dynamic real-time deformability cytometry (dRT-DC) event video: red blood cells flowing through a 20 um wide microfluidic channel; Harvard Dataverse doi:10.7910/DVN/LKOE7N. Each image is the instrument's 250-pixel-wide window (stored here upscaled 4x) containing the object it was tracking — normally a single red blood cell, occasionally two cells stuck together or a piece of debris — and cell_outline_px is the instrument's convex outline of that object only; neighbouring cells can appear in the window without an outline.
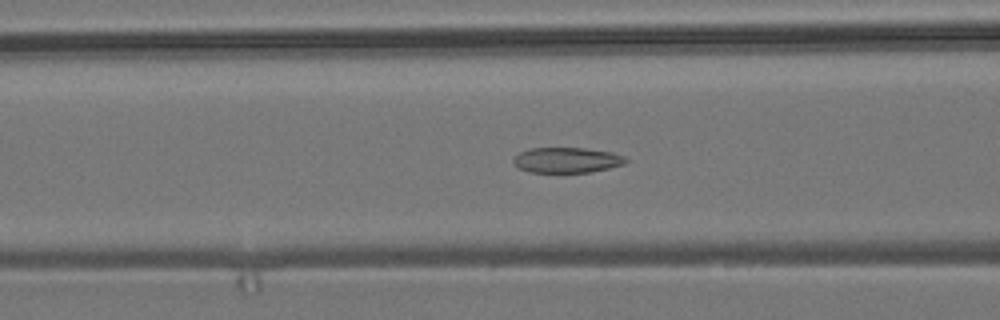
{"species": "common noctule bat (a hibernating species)", "species_latin": "Nyctalus noctula", "temperature_condition": "room temperature", "stored_images_in_passage": 56, "segment_of_instrument_passage": [1, 2], "camera_frame_rate_fps": 3000, "um_per_image_px": 0.085, "animal": {"sex": "male", "body_mass_g": 19.2, "forearm_length_mm": 51.8}, "frame": {"image": 1, "passage_image": 21, "time_ms": 6.667, "image_size_px": [1000, 320], "cell_outline_px": [[628, 160], [624, 164], [608, 168], [588, 172], [528, 172], [516, 168], [512, 164], [512, 160], [520, 152], [532, 148], [584, 148], [612, 152], [624, 156]], "centroid_in_image_um": [48.14, 13.61], "position_along_channel_um": 118.5, "area_um2": 16.65}}
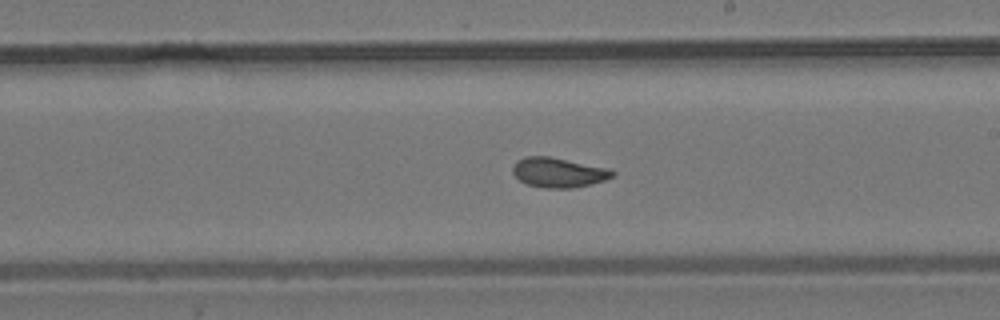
{"frame": {"image": 2, "passage_image": 31, "time_ms": 10.0, "image_size_px": [1000, 320], "cell_outline_px": [[616, 172], [612, 176], [604, 180], [572, 188], [544, 188], [528, 184], [520, 180], [512, 172], [512, 168], [516, 160], [524, 156], [548, 156], [608, 168]], "centroid_in_image_um": [47.43, 14.65], "position_along_channel_um": 241.6, "area_um2": 17.11}}
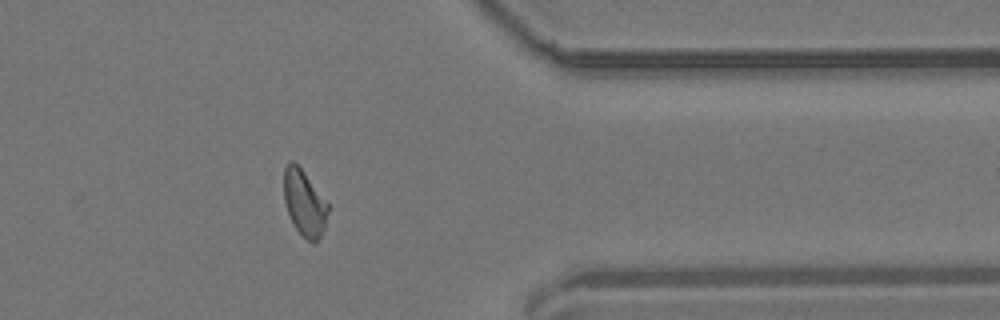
{"frame": {"image": 3, "passage_image": 44, "time_ms": 14.333, "image_size_px": [1000, 320], "cell_outline_px": [[328, 212], [324, 228], [316, 244], [312, 244], [296, 228], [288, 212], [284, 200], [284, 168], [292, 160], [304, 172], [328, 204]], "centroid_in_image_um": [25.87, 17.27], "position_along_channel_um": 385.5, "area_um2": 16.53}}